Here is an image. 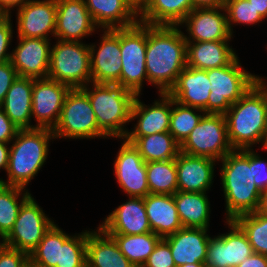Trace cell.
<instances>
[{
    "label": "cell",
    "mask_w": 267,
    "mask_h": 267,
    "mask_svg": "<svg viewBox=\"0 0 267 267\" xmlns=\"http://www.w3.org/2000/svg\"><path fill=\"white\" fill-rule=\"evenodd\" d=\"M179 28L147 25L146 73L159 93H168L187 66V42Z\"/></svg>",
    "instance_id": "obj_1"
},
{
    "label": "cell",
    "mask_w": 267,
    "mask_h": 267,
    "mask_svg": "<svg viewBox=\"0 0 267 267\" xmlns=\"http://www.w3.org/2000/svg\"><path fill=\"white\" fill-rule=\"evenodd\" d=\"M258 81L224 114L228 140L233 150L267 144V82Z\"/></svg>",
    "instance_id": "obj_2"
},
{
    "label": "cell",
    "mask_w": 267,
    "mask_h": 267,
    "mask_svg": "<svg viewBox=\"0 0 267 267\" xmlns=\"http://www.w3.org/2000/svg\"><path fill=\"white\" fill-rule=\"evenodd\" d=\"M53 139L49 128L19 129L11 141L7 181L0 178V183L25 189L46 162Z\"/></svg>",
    "instance_id": "obj_3"
},
{
    "label": "cell",
    "mask_w": 267,
    "mask_h": 267,
    "mask_svg": "<svg viewBox=\"0 0 267 267\" xmlns=\"http://www.w3.org/2000/svg\"><path fill=\"white\" fill-rule=\"evenodd\" d=\"M89 85L80 89L88 96L99 128L108 137L123 139L129 131L125 126L131 122L136 94L117 83L90 82Z\"/></svg>",
    "instance_id": "obj_4"
},
{
    "label": "cell",
    "mask_w": 267,
    "mask_h": 267,
    "mask_svg": "<svg viewBox=\"0 0 267 267\" xmlns=\"http://www.w3.org/2000/svg\"><path fill=\"white\" fill-rule=\"evenodd\" d=\"M237 56L229 65L206 70L211 83L207 113L225 114L258 81L245 70Z\"/></svg>",
    "instance_id": "obj_5"
},
{
    "label": "cell",
    "mask_w": 267,
    "mask_h": 267,
    "mask_svg": "<svg viewBox=\"0 0 267 267\" xmlns=\"http://www.w3.org/2000/svg\"><path fill=\"white\" fill-rule=\"evenodd\" d=\"M56 40L51 47L48 78L66 84L71 89L82 88L92 82L89 45Z\"/></svg>",
    "instance_id": "obj_6"
},
{
    "label": "cell",
    "mask_w": 267,
    "mask_h": 267,
    "mask_svg": "<svg viewBox=\"0 0 267 267\" xmlns=\"http://www.w3.org/2000/svg\"><path fill=\"white\" fill-rule=\"evenodd\" d=\"M55 139L108 138L99 128L88 96L80 89H70L67 93L59 120L52 129Z\"/></svg>",
    "instance_id": "obj_7"
},
{
    "label": "cell",
    "mask_w": 267,
    "mask_h": 267,
    "mask_svg": "<svg viewBox=\"0 0 267 267\" xmlns=\"http://www.w3.org/2000/svg\"><path fill=\"white\" fill-rule=\"evenodd\" d=\"M147 24L138 22L133 26L120 28V52L122 70L120 85L136 95L141 94L146 73Z\"/></svg>",
    "instance_id": "obj_8"
},
{
    "label": "cell",
    "mask_w": 267,
    "mask_h": 267,
    "mask_svg": "<svg viewBox=\"0 0 267 267\" xmlns=\"http://www.w3.org/2000/svg\"><path fill=\"white\" fill-rule=\"evenodd\" d=\"M224 114L205 113L180 145V152L220 161L232 152Z\"/></svg>",
    "instance_id": "obj_9"
},
{
    "label": "cell",
    "mask_w": 267,
    "mask_h": 267,
    "mask_svg": "<svg viewBox=\"0 0 267 267\" xmlns=\"http://www.w3.org/2000/svg\"><path fill=\"white\" fill-rule=\"evenodd\" d=\"M54 224L32 195L22 204L12 230L5 237L6 246L30 254Z\"/></svg>",
    "instance_id": "obj_10"
},
{
    "label": "cell",
    "mask_w": 267,
    "mask_h": 267,
    "mask_svg": "<svg viewBox=\"0 0 267 267\" xmlns=\"http://www.w3.org/2000/svg\"><path fill=\"white\" fill-rule=\"evenodd\" d=\"M225 222L229 233L209 238L206 267H237L254 253L243 230L233 220Z\"/></svg>",
    "instance_id": "obj_11"
},
{
    "label": "cell",
    "mask_w": 267,
    "mask_h": 267,
    "mask_svg": "<svg viewBox=\"0 0 267 267\" xmlns=\"http://www.w3.org/2000/svg\"><path fill=\"white\" fill-rule=\"evenodd\" d=\"M102 32L98 48L89 44L92 82L120 84V28L102 29Z\"/></svg>",
    "instance_id": "obj_12"
},
{
    "label": "cell",
    "mask_w": 267,
    "mask_h": 267,
    "mask_svg": "<svg viewBox=\"0 0 267 267\" xmlns=\"http://www.w3.org/2000/svg\"><path fill=\"white\" fill-rule=\"evenodd\" d=\"M70 89L68 85L50 78H33L32 118L36 120L37 128L55 127Z\"/></svg>",
    "instance_id": "obj_13"
},
{
    "label": "cell",
    "mask_w": 267,
    "mask_h": 267,
    "mask_svg": "<svg viewBox=\"0 0 267 267\" xmlns=\"http://www.w3.org/2000/svg\"><path fill=\"white\" fill-rule=\"evenodd\" d=\"M159 96V100L147 106L139 99L140 95H136L130 120L137 119V123L124 137L127 142L132 144L138 137L169 132L171 96L168 93H159Z\"/></svg>",
    "instance_id": "obj_14"
},
{
    "label": "cell",
    "mask_w": 267,
    "mask_h": 267,
    "mask_svg": "<svg viewBox=\"0 0 267 267\" xmlns=\"http://www.w3.org/2000/svg\"><path fill=\"white\" fill-rule=\"evenodd\" d=\"M114 174L128 197H146L150 191L146 175V162L138 150L123 138L114 160Z\"/></svg>",
    "instance_id": "obj_15"
},
{
    "label": "cell",
    "mask_w": 267,
    "mask_h": 267,
    "mask_svg": "<svg viewBox=\"0 0 267 267\" xmlns=\"http://www.w3.org/2000/svg\"><path fill=\"white\" fill-rule=\"evenodd\" d=\"M224 12V13H221ZM187 27L186 42L231 40L224 6L217 8H195L179 24Z\"/></svg>",
    "instance_id": "obj_16"
},
{
    "label": "cell",
    "mask_w": 267,
    "mask_h": 267,
    "mask_svg": "<svg viewBox=\"0 0 267 267\" xmlns=\"http://www.w3.org/2000/svg\"><path fill=\"white\" fill-rule=\"evenodd\" d=\"M17 10V37L49 39L55 37L56 0H28Z\"/></svg>",
    "instance_id": "obj_17"
},
{
    "label": "cell",
    "mask_w": 267,
    "mask_h": 267,
    "mask_svg": "<svg viewBox=\"0 0 267 267\" xmlns=\"http://www.w3.org/2000/svg\"><path fill=\"white\" fill-rule=\"evenodd\" d=\"M18 40V45L11 52V63L18 76L48 78L51 39L18 37Z\"/></svg>",
    "instance_id": "obj_18"
},
{
    "label": "cell",
    "mask_w": 267,
    "mask_h": 267,
    "mask_svg": "<svg viewBox=\"0 0 267 267\" xmlns=\"http://www.w3.org/2000/svg\"><path fill=\"white\" fill-rule=\"evenodd\" d=\"M55 38L61 41L82 42L98 28L84 0H56ZM88 35V36H87Z\"/></svg>",
    "instance_id": "obj_19"
},
{
    "label": "cell",
    "mask_w": 267,
    "mask_h": 267,
    "mask_svg": "<svg viewBox=\"0 0 267 267\" xmlns=\"http://www.w3.org/2000/svg\"><path fill=\"white\" fill-rule=\"evenodd\" d=\"M129 199L112 211L99 225L107 234H145L151 231L144 198Z\"/></svg>",
    "instance_id": "obj_20"
},
{
    "label": "cell",
    "mask_w": 267,
    "mask_h": 267,
    "mask_svg": "<svg viewBox=\"0 0 267 267\" xmlns=\"http://www.w3.org/2000/svg\"><path fill=\"white\" fill-rule=\"evenodd\" d=\"M214 159L179 152L176 158L177 185L181 192L208 193L214 178Z\"/></svg>",
    "instance_id": "obj_21"
},
{
    "label": "cell",
    "mask_w": 267,
    "mask_h": 267,
    "mask_svg": "<svg viewBox=\"0 0 267 267\" xmlns=\"http://www.w3.org/2000/svg\"><path fill=\"white\" fill-rule=\"evenodd\" d=\"M208 229L181 228L163 238L170 246L176 267L185 264L205 263L209 242Z\"/></svg>",
    "instance_id": "obj_22"
},
{
    "label": "cell",
    "mask_w": 267,
    "mask_h": 267,
    "mask_svg": "<svg viewBox=\"0 0 267 267\" xmlns=\"http://www.w3.org/2000/svg\"><path fill=\"white\" fill-rule=\"evenodd\" d=\"M211 83L206 70L186 66L168 94L179 104L198 108L207 113Z\"/></svg>",
    "instance_id": "obj_23"
},
{
    "label": "cell",
    "mask_w": 267,
    "mask_h": 267,
    "mask_svg": "<svg viewBox=\"0 0 267 267\" xmlns=\"http://www.w3.org/2000/svg\"><path fill=\"white\" fill-rule=\"evenodd\" d=\"M112 236L100 226L87 230L86 267H132Z\"/></svg>",
    "instance_id": "obj_24"
},
{
    "label": "cell",
    "mask_w": 267,
    "mask_h": 267,
    "mask_svg": "<svg viewBox=\"0 0 267 267\" xmlns=\"http://www.w3.org/2000/svg\"><path fill=\"white\" fill-rule=\"evenodd\" d=\"M146 214L151 231L161 238L183 228L173 195L151 194L144 197Z\"/></svg>",
    "instance_id": "obj_25"
},
{
    "label": "cell",
    "mask_w": 267,
    "mask_h": 267,
    "mask_svg": "<svg viewBox=\"0 0 267 267\" xmlns=\"http://www.w3.org/2000/svg\"><path fill=\"white\" fill-rule=\"evenodd\" d=\"M33 78L18 76L7 91L1 107L19 129H33L32 123Z\"/></svg>",
    "instance_id": "obj_26"
},
{
    "label": "cell",
    "mask_w": 267,
    "mask_h": 267,
    "mask_svg": "<svg viewBox=\"0 0 267 267\" xmlns=\"http://www.w3.org/2000/svg\"><path fill=\"white\" fill-rule=\"evenodd\" d=\"M230 41L187 42V66L208 70L229 65L237 57Z\"/></svg>",
    "instance_id": "obj_27"
},
{
    "label": "cell",
    "mask_w": 267,
    "mask_h": 267,
    "mask_svg": "<svg viewBox=\"0 0 267 267\" xmlns=\"http://www.w3.org/2000/svg\"><path fill=\"white\" fill-rule=\"evenodd\" d=\"M84 1L98 29L126 28L139 22V16L124 0Z\"/></svg>",
    "instance_id": "obj_28"
},
{
    "label": "cell",
    "mask_w": 267,
    "mask_h": 267,
    "mask_svg": "<svg viewBox=\"0 0 267 267\" xmlns=\"http://www.w3.org/2000/svg\"><path fill=\"white\" fill-rule=\"evenodd\" d=\"M207 193L176 191L174 201L185 228H209L210 201Z\"/></svg>",
    "instance_id": "obj_29"
},
{
    "label": "cell",
    "mask_w": 267,
    "mask_h": 267,
    "mask_svg": "<svg viewBox=\"0 0 267 267\" xmlns=\"http://www.w3.org/2000/svg\"><path fill=\"white\" fill-rule=\"evenodd\" d=\"M192 10V0H149L139 15V22L147 25L179 26Z\"/></svg>",
    "instance_id": "obj_30"
},
{
    "label": "cell",
    "mask_w": 267,
    "mask_h": 267,
    "mask_svg": "<svg viewBox=\"0 0 267 267\" xmlns=\"http://www.w3.org/2000/svg\"><path fill=\"white\" fill-rule=\"evenodd\" d=\"M226 202V221L255 212L258 208L261 191L255 183L248 182L239 186H222Z\"/></svg>",
    "instance_id": "obj_31"
},
{
    "label": "cell",
    "mask_w": 267,
    "mask_h": 267,
    "mask_svg": "<svg viewBox=\"0 0 267 267\" xmlns=\"http://www.w3.org/2000/svg\"><path fill=\"white\" fill-rule=\"evenodd\" d=\"M132 145L146 163L176 159L180 152V145L169 132L138 137Z\"/></svg>",
    "instance_id": "obj_32"
},
{
    "label": "cell",
    "mask_w": 267,
    "mask_h": 267,
    "mask_svg": "<svg viewBox=\"0 0 267 267\" xmlns=\"http://www.w3.org/2000/svg\"><path fill=\"white\" fill-rule=\"evenodd\" d=\"M71 235L53 224L37 247L29 254V261L36 267H56L59 263L60 245Z\"/></svg>",
    "instance_id": "obj_33"
},
{
    "label": "cell",
    "mask_w": 267,
    "mask_h": 267,
    "mask_svg": "<svg viewBox=\"0 0 267 267\" xmlns=\"http://www.w3.org/2000/svg\"><path fill=\"white\" fill-rule=\"evenodd\" d=\"M114 238L122 254L132 263H145L162 239L154 232L145 234H109Z\"/></svg>",
    "instance_id": "obj_34"
},
{
    "label": "cell",
    "mask_w": 267,
    "mask_h": 267,
    "mask_svg": "<svg viewBox=\"0 0 267 267\" xmlns=\"http://www.w3.org/2000/svg\"><path fill=\"white\" fill-rule=\"evenodd\" d=\"M146 175L151 194L174 195L177 191L176 159L146 163Z\"/></svg>",
    "instance_id": "obj_35"
},
{
    "label": "cell",
    "mask_w": 267,
    "mask_h": 267,
    "mask_svg": "<svg viewBox=\"0 0 267 267\" xmlns=\"http://www.w3.org/2000/svg\"><path fill=\"white\" fill-rule=\"evenodd\" d=\"M25 190L0 183V232L5 237L12 230L20 207L31 196L28 189Z\"/></svg>",
    "instance_id": "obj_36"
},
{
    "label": "cell",
    "mask_w": 267,
    "mask_h": 267,
    "mask_svg": "<svg viewBox=\"0 0 267 267\" xmlns=\"http://www.w3.org/2000/svg\"><path fill=\"white\" fill-rule=\"evenodd\" d=\"M220 172L222 186L247 184L250 178V149L233 150L221 160Z\"/></svg>",
    "instance_id": "obj_37"
},
{
    "label": "cell",
    "mask_w": 267,
    "mask_h": 267,
    "mask_svg": "<svg viewBox=\"0 0 267 267\" xmlns=\"http://www.w3.org/2000/svg\"><path fill=\"white\" fill-rule=\"evenodd\" d=\"M204 114L205 112L203 110L179 104L171 97L169 133L173 136L175 141L181 145Z\"/></svg>",
    "instance_id": "obj_38"
},
{
    "label": "cell",
    "mask_w": 267,
    "mask_h": 267,
    "mask_svg": "<svg viewBox=\"0 0 267 267\" xmlns=\"http://www.w3.org/2000/svg\"><path fill=\"white\" fill-rule=\"evenodd\" d=\"M246 234L254 253L267 256V218L255 212L233 220Z\"/></svg>",
    "instance_id": "obj_39"
},
{
    "label": "cell",
    "mask_w": 267,
    "mask_h": 267,
    "mask_svg": "<svg viewBox=\"0 0 267 267\" xmlns=\"http://www.w3.org/2000/svg\"><path fill=\"white\" fill-rule=\"evenodd\" d=\"M84 231L70 236L60 245L56 267H86L87 230Z\"/></svg>",
    "instance_id": "obj_40"
},
{
    "label": "cell",
    "mask_w": 267,
    "mask_h": 267,
    "mask_svg": "<svg viewBox=\"0 0 267 267\" xmlns=\"http://www.w3.org/2000/svg\"><path fill=\"white\" fill-rule=\"evenodd\" d=\"M224 8L227 15V21L230 32L233 34V23L255 25L264 20L261 15L255 11L248 0H225Z\"/></svg>",
    "instance_id": "obj_41"
},
{
    "label": "cell",
    "mask_w": 267,
    "mask_h": 267,
    "mask_svg": "<svg viewBox=\"0 0 267 267\" xmlns=\"http://www.w3.org/2000/svg\"><path fill=\"white\" fill-rule=\"evenodd\" d=\"M249 182L255 183L262 192L267 189V161L252 149H250V178Z\"/></svg>",
    "instance_id": "obj_42"
},
{
    "label": "cell",
    "mask_w": 267,
    "mask_h": 267,
    "mask_svg": "<svg viewBox=\"0 0 267 267\" xmlns=\"http://www.w3.org/2000/svg\"><path fill=\"white\" fill-rule=\"evenodd\" d=\"M145 264L148 267H176L169 244L162 238Z\"/></svg>",
    "instance_id": "obj_43"
},
{
    "label": "cell",
    "mask_w": 267,
    "mask_h": 267,
    "mask_svg": "<svg viewBox=\"0 0 267 267\" xmlns=\"http://www.w3.org/2000/svg\"><path fill=\"white\" fill-rule=\"evenodd\" d=\"M11 15H6L0 21V63L11 60V52L9 46L13 39Z\"/></svg>",
    "instance_id": "obj_44"
},
{
    "label": "cell",
    "mask_w": 267,
    "mask_h": 267,
    "mask_svg": "<svg viewBox=\"0 0 267 267\" xmlns=\"http://www.w3.org/2000/svg\"><path fill=\"white\" fill-rule=\"evenodd\" d=\"M29 254L5 246L0 251V267H26L29 263Z\"/></svg>",
    "instance_id": "obj_45"
},
{
    "label": "cell",
    "mask_w": 267,
    "mask_h": 267,
    "mask_svg": "<svg viewBox=\"0 0 267 267\" xmlns=\"http://www.w3.org/2000/svg\"><path fill=\"white\" fill-rule=\"evenodd\" d=\"M18 73L11 63V60L0 63V106L4 102L7 91L14 83Z\"/></svg>",
    "instance_id": "obj_46"
},
{
    "label": "cell",
    "mask_w": 267,
    "mask_h": 267,
    "mask_svg": "<svg viewBox=\"0 0 267 267\" xmlns=\"http://www.w3.org/2000/svg\"><path fill=\"white\" fill-rule=\"evenodd\" d=\"M19 128L10 120L0 106V142L11 143Z\"/></svg>",
    "instance_id": "obj_47"
},
{
    "label": "cell",
    "mask_w": 267,
    "mask_h": 267,
    "mask_svg": "<svg viewBox=\"0 0 267 267\" xmlns=\"http://www.w3.org/2000/svg\"><path fill=\"white\" fill-rule=\"evenodd\" d=\"M237 267H267V256L253 253Z\"/></svg>",
    "instance_id": "obj_48"
},
{
    "label": "cell",
    "mask_w": 267,
    "mask_h": 267,
    "mask_svg": "<svg viewBox=\"0 0 267 267\" xmlns=\"http://www.w3.org/2000/svg\"><path fill=\"white\" fill-rule=\"evenodd\" d=\"M28 0H0V9L6 14L11 15V9L22 7Z\"/></svg>",
    "instance_id": "obj_49"
},
{
    "label": "cell",
    "mask_w": 267,
    "mask_h": 267,
    "mask_svg": "<svg viewBox=\"0 0 267 267\" xmlns=\"http://www.w3.org/2000/svg\"><path fill=\"white\" fill-rule=\"evenodd\" d=\"M193 9L195 8H217L225 4V0H192Z\"/></svg>",
    "instance_id": "obj_50"
},
{
    "label": "cell",
    "mask_w": 267,
    "mask_h": 267,
    "mask_svg": "<svg viewBox=\"0 0 267 267\" xmlns=\"http://www.w3.org/2000/svg\"><path fill=\"white\" fill-rule=\"evenodd\" d=\"M11 143L0 142V169H4L7 171L8 162H9V154H10V146H7Z\"/></svg>",
    "instance_id": "obj_51"
},
{
    "label": "cell",
    "mask_w": 267,
    "mask_h": 267,
    "mask_svg": "<svg viewBox=\"0 0 267 267\" xmlns=\"http://www.w3.org/2000/svg\"><path fill=\"white\" fill-rule=\"evenodd\" d=\"M128 6L139 16L146 8L149 0H124Z\"/></svg>",
    "instance_id": "obj_52"
},
{
    "label": "cell",
    "mask_w": 267,
    "mask_h": 267,
    "mask_svg": "<svg viewBox=\"0 0 267 267\" xmlns=\"http://www.w3.org/2000/svg\"><path fill=\"white\" fill-rule=\"evenodd\" d=\"M255 11H257L261 17L265 20L267 18V0H248Z\"/></svg>",
    "instance_id": "obj_53"
},
{
    "label": "cell",
    "mask_w": 267,
    "mask_h": 267,
    "mask_svg": "<svg viewBox=\"0 0 267 267\" xmlns=\"http://www.w3.org/2000/svg\"><path fill=\"white\" fill-rule=\"evenodd\" d=\"M256 212L267 218V189L261 192Z\"/></svg>",
    "instance_id": "obj_54"
},
{
    "label": "cell",
    "mask_w": 267,
    "mask_h": 267,
    "mask_svg": "<svg viewBox=\"0 0 267 267\" xmlns=\"http://www.w3.org/2000/svg\"><path fill=\"white\" fill-rule=\"evenodd\" d=\"M179 267H206L205 263L185 264Z\"/></svg>",
    "instance_id": "obj_55"
},
{
    "label": "cell",
    "mask_w": 267,
    "mask_h": 267,
    "mask_svg": "<svg viewBox=\"0 0 267 267\" xmlns=\"http://www.w3.org/2000/svg\"><path fill=\"white\" fill-rule=\"evenodd\" d=\"M2 238V239H1ZM0 251L6 246L5 236L0 232Z\"/></svg>",
    "instance_id": "obj_56"
},
{
    "label": "cell",
    "mask_w": 267,
    "mask_h": 267,
    "mask_svg": "<svg viewBox=\"0 0 267 267\" xmlns=\"http://www.w3.org/2000/svg\"><path fill=\"white\" fill-rule=\"evenodd\" d=\"M132 267H148L145 263H135Z\"/></svg>",
    "instance_id": "obj_57"
},
{
    "label": "cell",
    "mask_w": 267,
    "mask_h": 267,
    "mask_svg": "<svg viewBox=\"0 0 267 267\" xmlns=\"http://www.w3.org/2000/svg\"><path fill=\"white\" fill-rule=\"evenodd\" d=\"M6 16V14L0 9V21Z\"/></svg>",
    "instance_id": "obj_58"
},
{
    "label": "cell",
    "mask_w": 267,
    "mask_h": 267,
    "mask_svg": "<svg viewBox=\"0 0 267 267\" xmlns=\"http://www.w3.org/2000/svg\"><path fill=\"white\" fill-rule=\"evenodd\" d=\"M26 267H36V266L32 265V264L29 262V263L27 264Z\"/></svg>",
    "instance_id": "obj_59"
}]
</instances>
